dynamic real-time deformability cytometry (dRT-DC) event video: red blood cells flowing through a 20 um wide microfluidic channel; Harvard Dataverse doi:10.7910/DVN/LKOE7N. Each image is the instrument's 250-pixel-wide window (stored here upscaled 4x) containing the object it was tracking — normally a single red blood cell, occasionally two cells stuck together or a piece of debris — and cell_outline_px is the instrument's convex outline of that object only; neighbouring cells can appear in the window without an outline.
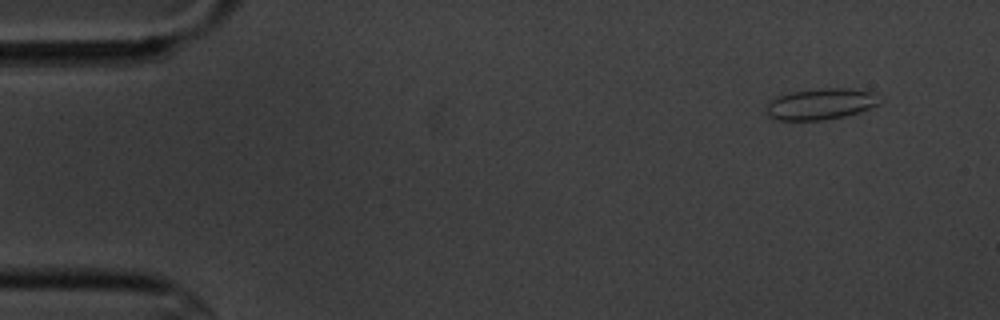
{"species": "common noctule bat (a hibernating species)", "species_latin": "Nyctalus noctula", "temperature_condition": "cold", "stored_images_in_passage": 6, "segment_of_instrument_passage": [2, 2], "camera_frame_rate_fps": 3000, "um_per_image_px": 0.085, "animal": {"sex": "male", "body_mass_g": 20.1, "forearm_length_mm": 53.5}, "frame": {"image": 1, "passage_image": 6, "time_ms": 5.667, "image_size_px": [1000, 320], "cell_outline_px": [[884, 100], [880, 104], [860, 112], [844, 116], [824, 120], [776, 120], [768, 116], [764, 112], [764, 108], [776, 96], [792, 92], [820, 88], [844, 88], [876, 92]], "centroid_in_image_um": [69.79, 8.84], "position_along_channel_um": 15.2, "area_um2": 20.98}}